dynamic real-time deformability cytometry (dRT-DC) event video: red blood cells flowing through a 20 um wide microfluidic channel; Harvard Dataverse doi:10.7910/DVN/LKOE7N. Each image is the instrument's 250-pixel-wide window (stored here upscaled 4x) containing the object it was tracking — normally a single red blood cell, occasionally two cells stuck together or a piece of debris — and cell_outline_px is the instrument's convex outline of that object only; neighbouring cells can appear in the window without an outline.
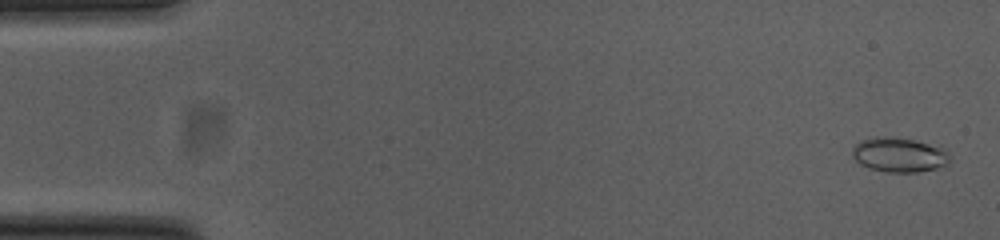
{"species": "common noctule bat (a hibernating species)", "species_latin": "Nyctalus noctula", "temperature_condition": "cold", "stored_images_in_passage": 54, "camera_frame_rate_fps": 3000, "um_per_image_px": 0.085, "animal": {"sex": "female", "body_mass_g": 23.0, "forearm_length_mm": 53.4}, "frame": {"image": 1, "passage_image": 2, "time_ms": 0.333, "image_size_px": [1000, 240], "cell_outline_px": [[948, 164], [936, 168], [916, 172], [888, 172], [868, 168], [860, 164], [852, 156], [852, 148], [860, 140], [876, 136], [888, 136], [940, 144], [948, 152]], "centroid_in_image_um": [76.43, 13.14], "position_along_channel_um": 8.6, "area_um2": 19.94}}
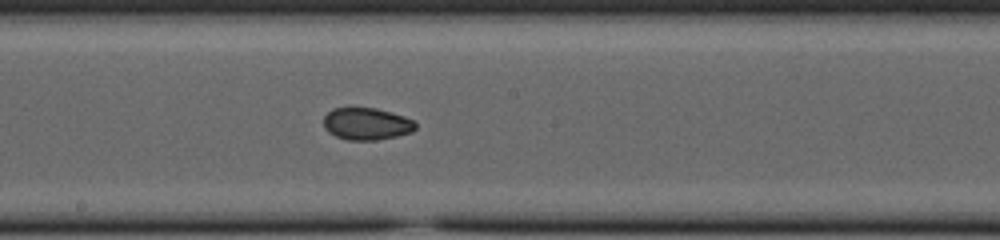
{"frame": {"image": 2, "passage_image": 29, "time_ms": 9.333, "image_size_px": [1000, 240], "cell_outline_px": [[416, 128], [412, 132], [396, 136], [376, 140], [348, 140], [336, 136], [328, 132], [324, 128], [324, 116], [332, 108], [352, 104], [376, 108], [392, 112], [404, 116], [412, 120], [416, 124]], "centroid_in_image_um": [31.11, 10.47], "position_along_channel_um": 217.1, "area_um2": 17.86}}
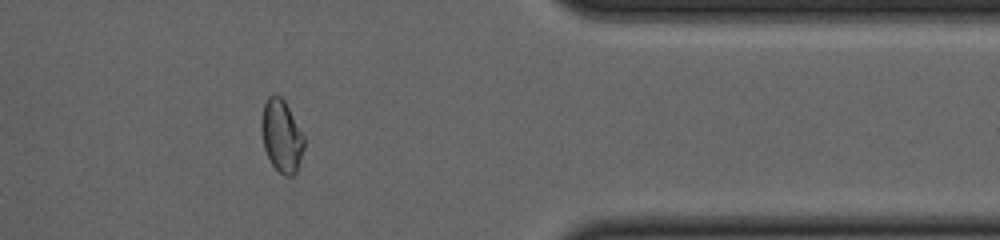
{"frame": {"image": 3, "passage_image": 44, "time_ms": 14.333, "image_size_px": [1000, 240], "cell_outline_px": [[304, 148], [296, 172], [292, 176], [284, 176], [272, 164], [264, 148], [260, 128], [260, 120], [264, 104], [268, 96], [280, 96], [284, 100], [304, 136]], "centroid_in_image_um": [23.91, 11.56], "position_along_channel_um": 387.5, "area_um2": 17.86}, "authors_computed_cell_mechanics": {"area_um2": 17.918, "velocity_mm_per_s": 3.8093, "shape_relaxation_time_tau1_ms": 10.842, "shape_relaxation_time_tau2_ms": 1.8964, "deformation_change_tau1": 0.1783, "deformation_change_tau2": 0.0393}}